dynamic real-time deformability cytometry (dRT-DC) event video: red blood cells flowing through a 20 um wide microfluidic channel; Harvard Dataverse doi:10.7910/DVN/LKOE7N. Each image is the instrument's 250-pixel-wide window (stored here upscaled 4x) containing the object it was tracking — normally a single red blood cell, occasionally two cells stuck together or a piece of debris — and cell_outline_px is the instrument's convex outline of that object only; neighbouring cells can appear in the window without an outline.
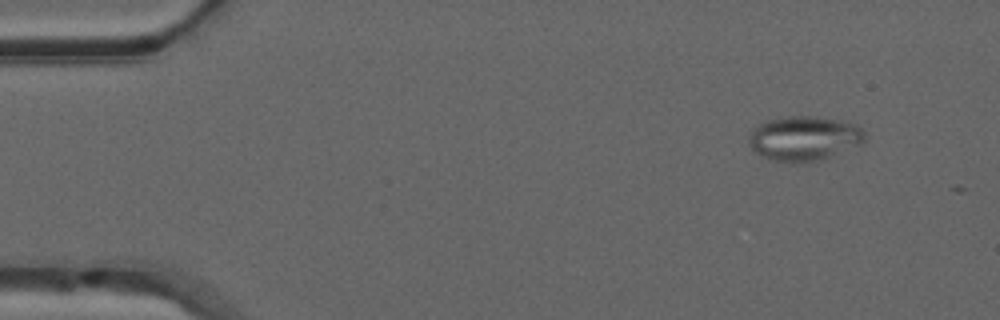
{"species": "common noctule bat (a hibernating species)", "species_latin": "Nyctalus noctula", "temperature_condition": "warm", "stored_images_in_passage": 11, "camera_frame_rate_fps": 3000, "um_per_image_px": 0.085, "animal": {"sex": "male", "forearm_length_mm": 52.5}, "frame": {"image": 1, "passage_image": 5, "time_ms": 1.333, "image_size_px": [1000, 320], "cell_outline_px": [[864, 144], [816, 160], [796, 164], [772, 160], [756, 152], [748, 144], [748, 136], [760, 124], [768, 120], [788, 116], [816, 116], [856, 124], [864, 132]], "centroid_in_image_um": [68.35, 11.76], "position_along_channel_um": 16.7, "area_um2": 29.88}}